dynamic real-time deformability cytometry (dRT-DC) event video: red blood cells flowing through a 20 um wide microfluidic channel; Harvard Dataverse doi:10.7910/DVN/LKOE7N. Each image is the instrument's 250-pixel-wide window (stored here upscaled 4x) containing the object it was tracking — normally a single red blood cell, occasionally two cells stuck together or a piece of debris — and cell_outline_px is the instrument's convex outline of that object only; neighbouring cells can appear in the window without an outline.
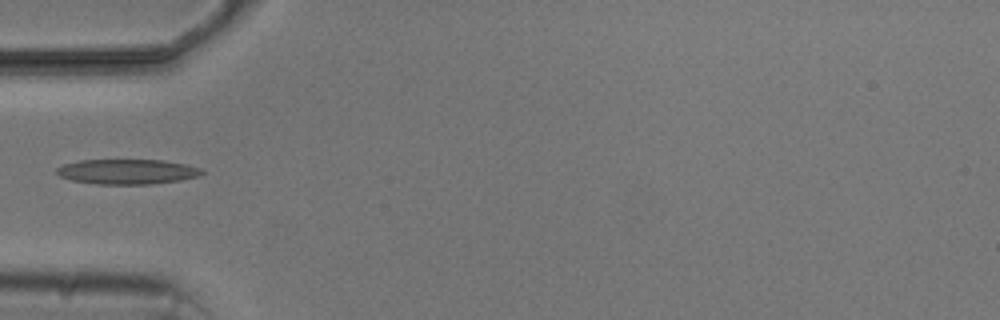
{"species": "common noctule bat (a hibernating species)", "species_latin": "Nyctalus noctula", "temperature_condition": "cold", "stored_images_in_passage": 1, "camera_frame_rate_fps": 3000, "um_per_image_px": 0.085, "animal": {"sex": "male", "body_mass_g": 20.5, "forearm_length_mm": 52.5}, "frame": {"image": 1, "passage_image": 1, "time_ms": 0.0, "image_size_px": [1000, 320], "cell_outline_px": [[204, 172], [196, 176], [180, 180], [148, 184], [96, 184], [72, 180], [60, 176], [56, 172], [56, 168], [64, 164], [80, 160], [164, 160], [184, 164], [200, 168]], "centroid_in_image_um": [10.78, 14.58], "position_along_channel_um": 74.2, "area_um2": 20.92}}